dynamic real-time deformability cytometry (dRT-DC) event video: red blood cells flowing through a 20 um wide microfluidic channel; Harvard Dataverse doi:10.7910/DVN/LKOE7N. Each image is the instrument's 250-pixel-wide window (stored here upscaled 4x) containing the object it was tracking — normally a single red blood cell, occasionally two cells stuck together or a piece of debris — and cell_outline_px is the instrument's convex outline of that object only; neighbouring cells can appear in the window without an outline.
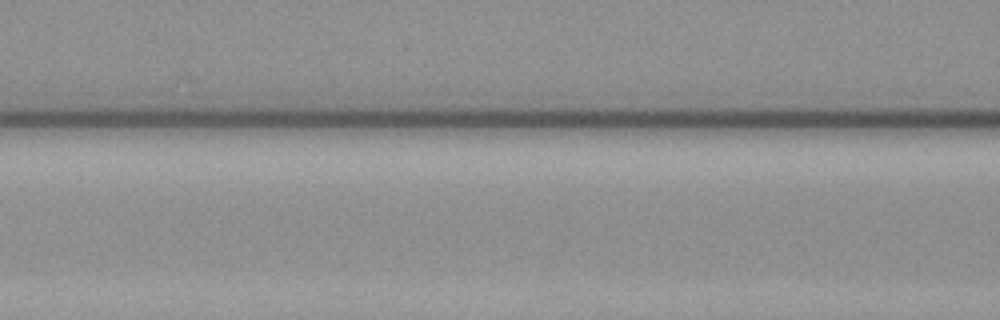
{"species": "common noctule bat (a hibernating species)", "species_latin": "Nyctalus noctula", "temperature_condition": "warm", "stored_images_in_passage": 5, "segment_of_instrument_passage": [2, 2], "camera_frame_rate_fps": 3000, "um_per_image_px": 0.085, "animal": {"sex": "female", "body_mass_g": 19.3, "forearm_length_mm": 54.1}, "frame": {"image": 1, "passage_image": 5, "time_ms": 1.333, "image_size_px": [1000, 320], "cell_outline_px": [[876, 256], [872, 264], [848, 268], [780, 268], [776, 264], [800, 248], [824, 244], [860, 244]], "centroid_in_image_um": [70.45, 21.85], "position_along_channel_um": 96.2, "area_um2": 13.58}}